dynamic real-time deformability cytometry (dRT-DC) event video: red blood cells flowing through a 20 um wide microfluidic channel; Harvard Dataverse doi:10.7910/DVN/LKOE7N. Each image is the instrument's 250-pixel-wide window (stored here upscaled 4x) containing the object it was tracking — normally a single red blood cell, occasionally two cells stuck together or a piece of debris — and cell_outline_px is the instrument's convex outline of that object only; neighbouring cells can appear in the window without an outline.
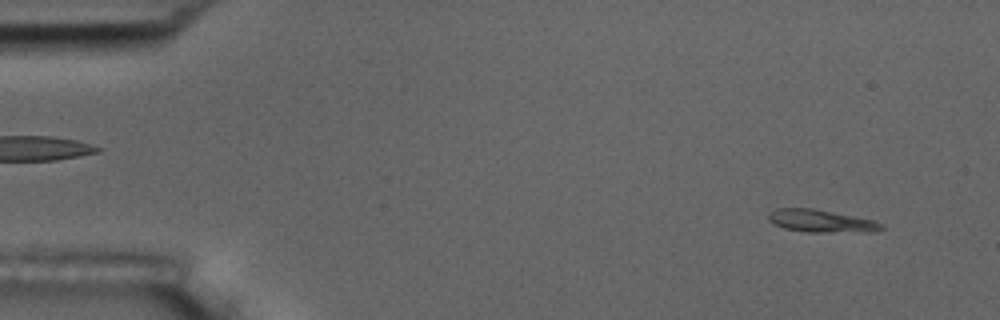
{"species": "common noctule bat (a hibernating species)", "species_latin": "Nyctalus noctula", "temperature_condition": "room temperature", "stored_images_in_passage": 54, "camera_frame_rate_fps": 3000, "um_per_image_px": 0.085, "animal": {"sex": "male", "body_mass_g": 17.5, "forearm_length_mm": 52.3}, "frame": {"image": 1, "passage_image": 4, "time_ms": 1.0, "image_size_px": [1000, 320], "cell_outline_px": [[884, 228], [876, 232], [808, 232], [784, 228], [772, 224], [768, 220], [768, 212], [776, 208], [812, 208], [872, 220], [884, 224]], "centroid_in_image_um": [69.77, 18.79], "position_along_channel_um": 15.2, "area_um2": 14.91}}
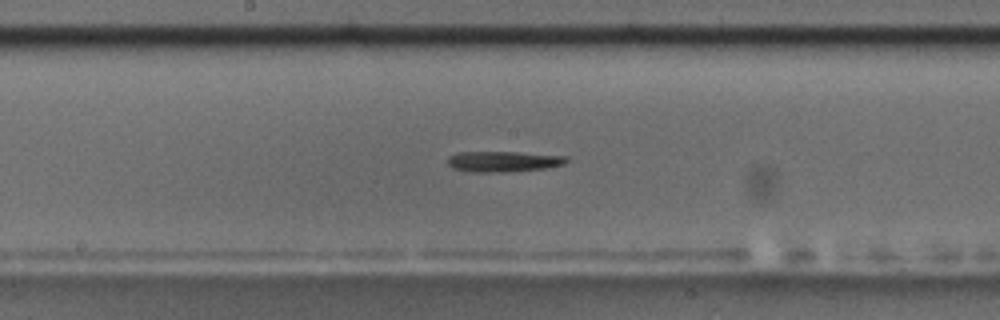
{"frame": {"image": 2, "passage_image": 28, "time_ms": 9.0, "image_size_px": [1000, 320], "cell_outline_px": [[568, 160], [564, 164], [548, 168], [504, 172], [472, 172], [452, 168], [448, 164], [448, 156], [456, 152], [520, 152], [568, 156]], "centroid_in_image_um": [42.79, 13.72], "position_along_channel_um": 205.4, "area_um2": 14.45}}
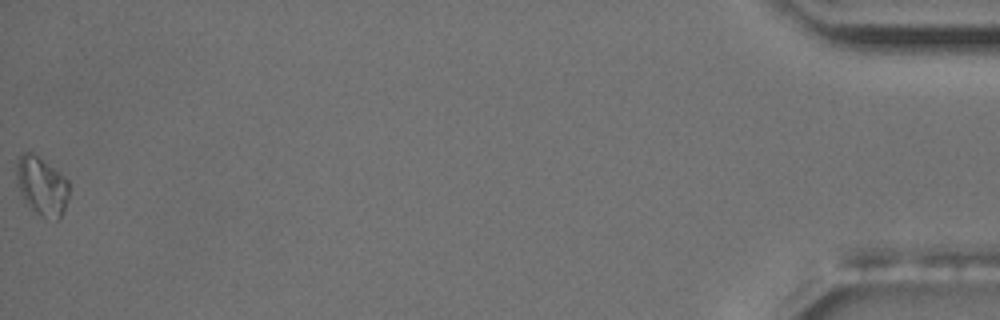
{"frame": {"image": 3, "passage_image": 54, "time_ms": 17.667, "image_size_px": [1000, 320], "cell_outline_px": [[68, 196], [64, 208], [60, 216], [56, 220], [40, 216], [24, 200], [16, 184], [16, 160], [24, 152], [32, 152], [68, 180]], "centroid_in_image_um": [3.51, 15.8], "position_along_channel_um": 431.7, "area_um2": 17.63}, "authors_computed_cell_mechanics": {"area_um2": 14.2477, "velocity_mm_per_s": 3.7382, "shape_relaxation_time_tau1_ms": 9.6468, "shape_relaxation_time_tau2_ms": null, "deformation_change_tau1": 0.2705, "deformation_change_tau2": null}}